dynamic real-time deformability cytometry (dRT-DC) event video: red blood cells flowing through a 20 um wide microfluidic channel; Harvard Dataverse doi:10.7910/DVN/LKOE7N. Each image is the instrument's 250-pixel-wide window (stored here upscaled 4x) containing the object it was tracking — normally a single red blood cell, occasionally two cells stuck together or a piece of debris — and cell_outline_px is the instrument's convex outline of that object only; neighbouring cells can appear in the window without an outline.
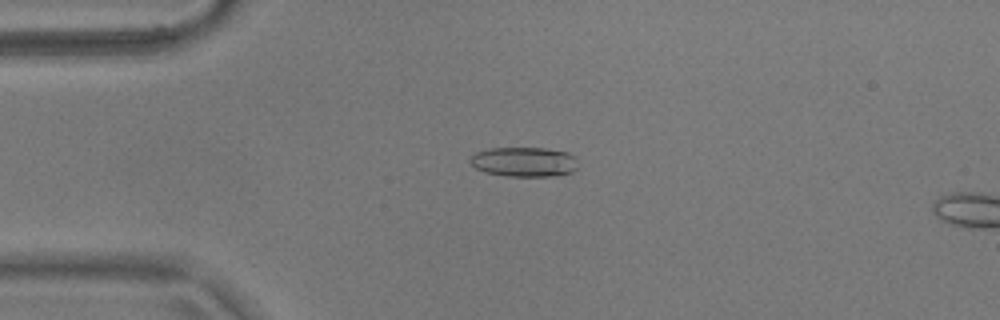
{"species": "common noctule bat (a hibernating species)", "species_latin": "Nyctalus noctula", "temperature_condition": "warm", "stored_images_in_passage": 48, "camera_frame_rate_fps": 3000, "um_per_image_px": 0.085, "animal": {"sex": "male", "body_mass_g": 17.9}, "frame": {"image": 1, "passage_image": 7, "time_ms": 2.0, "image_size_px": [1000, 320], "cell_outline_px": [[576, 168], [572, 172], [552, 176], [504, 176], [484, 172], [476, 168], [468, 160], [476, 152], [492, 148], [544, 148], [568, 152], [572, 156]], "centroid_in_image_um": [44.5, 13.76], "position_along_channel_um": 40.5, "area_um2": 18.44}}
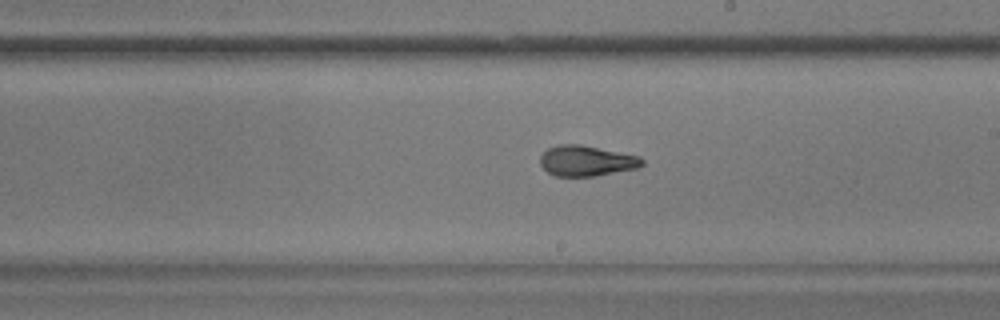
{"frame": {"image": 2, "passage_image": 25, "time_ms": 8.0, "image_size_px": [1000, 320], "cell_outline_px": [[644, 164], [636, 168], [596, 176], [556, 176], [548, 172], [540, 164], [540, 156], [548, 148], [560, 144], [580, 144], [640, 156], [644, 160]], "centroid_in_image_um": [49.85, 13.67], "position_along_channel_um": 239.1, "area_um2": 18.09}}
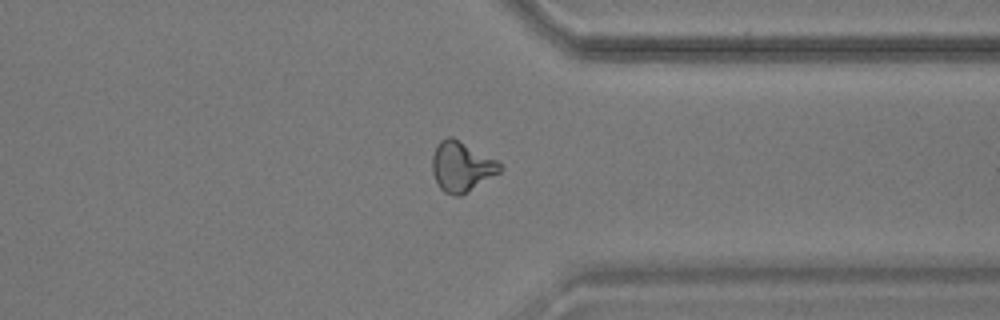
{"frame": {"image": 3, "passage_image": 36, "time_ms": 11.667, "image_size_px": [1000, 320], "cell_outline_px": [[504, 168], [500, 172], [468, 192], [460, 196], [456, 196], [444, 192], [440, 188], [432, 172], [432, 156], [440, 140], [448, 136], [452, 136], [496, 160]], "centroid_in_image_um": [39.22, 14.17], "position_along_channel_um": 372.2, "area_um2": 19.59}, "authors_computed_cell_mechanics": {"area_um2": 18.6694, "velocity_mm_per_s": 3.7023, "shape_relaxation_time_tau1_ms": null, "shape_relaxation_time_tau2_ms": 2.0018, "deformation_change_tau1": null, "deformation_change_tau2": 0.0901}}